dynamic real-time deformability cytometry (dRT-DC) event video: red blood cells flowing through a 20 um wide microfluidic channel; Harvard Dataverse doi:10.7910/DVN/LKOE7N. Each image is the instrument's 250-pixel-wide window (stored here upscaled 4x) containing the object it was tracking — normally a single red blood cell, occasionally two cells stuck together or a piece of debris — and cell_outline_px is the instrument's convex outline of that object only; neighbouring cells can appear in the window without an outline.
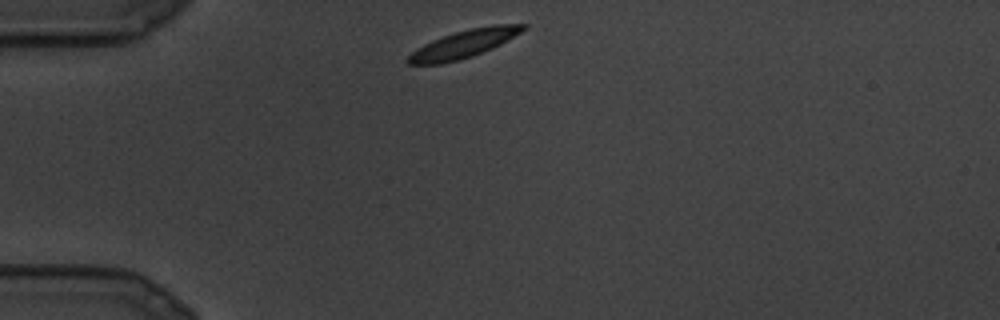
{"species": "common noctule bat (a hibernating species)", "species_latin": "Nyctalus noctula", "temperature_condition": "cold", "stored_images_in_passage": 6, "camera_frame_rate_fps": 3000, "um_per_image_px": 0.085, "animal": {"sex": "male", "body_mass_g": 19.5, "forearm_length_mm": 54.6}, "frame": {"image": 1, "passage_image": 1, "time_ms": 0.0, "image_size_px": [1000, 320], "cell_outline_px": [[528, 28], [500, 44], [492, 48], [472, 56], [460, 60], [440, 64], [408, 64], [404, 60], [416, 48], [432, 40], [456, 32], [472, 28], [492, 24], [528, 24]], "centroid_in_image_um": [39.42, 3.73], "position_along_channel_um": 45.6, "area_um2": 18.55}}
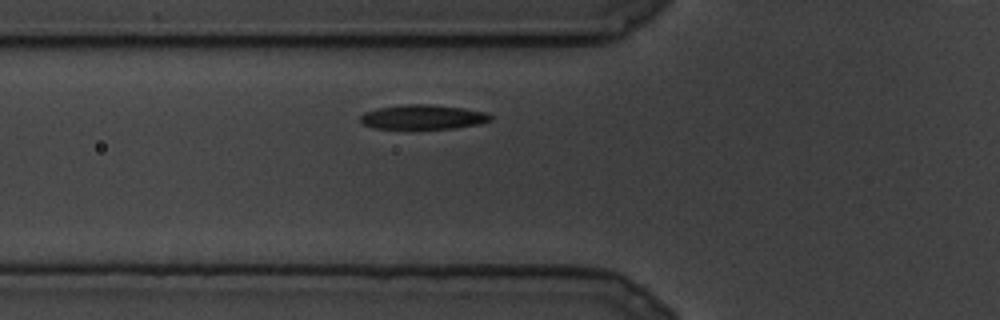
{"frame": {"image": 2, "passage_image": 4, "time_ms": 1.0, "image_size_px": [1000, 320], "cell_outline_px": [[492, 120], [480, 124], [456, 128], [372, 128], [364, 124], [360, 120], [360, 116], [364, 112], [380, 108], [404, 104], [428, 104], [460, 108], [484, 112], [492, 116]], "centroid_in_image_um": [35.95, 9.95], "position_along_channel_um": 89.8, "area_um2": 18.32}}
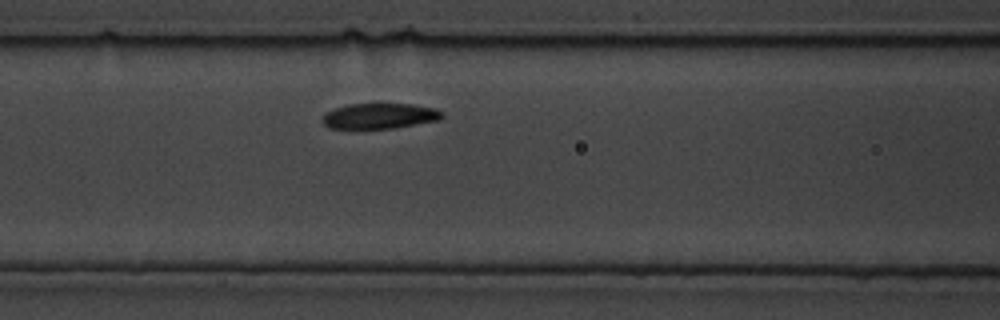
{"frame": {"image": 3, "passage_image": 6, "time_ms": 1.667, "image_size_px": [1000, 320], "cell_outline_px": [[444, 116], [440, 120], [392, 128], [328, 128], [320, 120], [328, 112], [336, 108], [348, 104], [412, 104], [436, 108], [444, 112]], "centroid_in_image_um": [32.31, 9.85], "position_along_channel_um": 134.3, "area_um2": 17.69}}